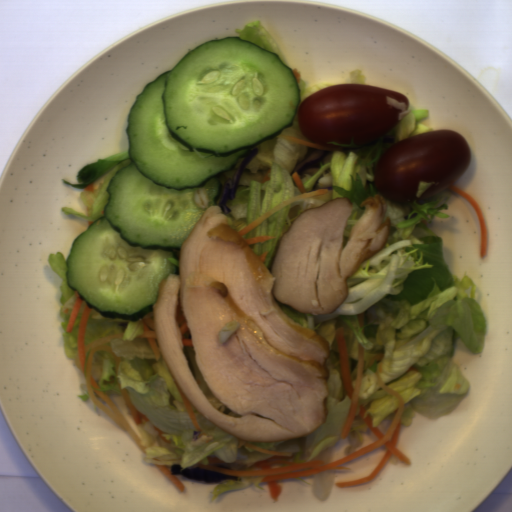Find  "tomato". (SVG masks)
<instances>
[{"mask_svg": "<svg viewBox=\"0 0 512 512\" xmlns=\"http://www.w3.org/2000/svg\"><path fill=\"white\" fill-rule=\"evenodd\" d=\"M471 161L466 136L455 129L433 130L383 151L375 184L379 195L396 203L426 200L458 183Z\"/></svg>", "mask_w": 512, "mask_h": 512, "instance_id": "512abeb7", "label": "tomato"}, {"mask_svg": "<svg viewBox=\"0 0 512 512\" xmlns=\"http://www.w3.org/2000/svg\"><path fill=\"white\" fill-rule=\"evenodd\" d=\"M387 97L409 99L389 88L361 83H345L318 90L301 102L297 124L310 141L332 149L327 143L368 145L394 130L402 110L388 106Z\"/></svg>", "mask_w": 512, "mask_h": 512, "instance_id": "da07e99c", "label": "tomato"}]
</instances>
